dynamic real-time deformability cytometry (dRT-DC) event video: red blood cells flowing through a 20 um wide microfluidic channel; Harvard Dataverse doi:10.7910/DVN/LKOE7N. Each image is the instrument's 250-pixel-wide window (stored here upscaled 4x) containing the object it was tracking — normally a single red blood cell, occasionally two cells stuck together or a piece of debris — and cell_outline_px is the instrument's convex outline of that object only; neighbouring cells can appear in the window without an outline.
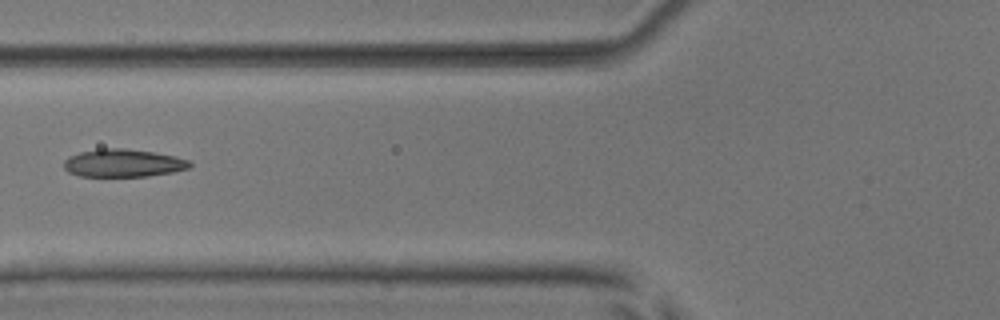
{"species": "common noctule bat (a hibernating species)", "species_latin": "Nyctalus noctula", "temperature_condition": "room temperature", "stored_images_in_passage": 5, "camera_frame_rate_fps": 3000, "um_per_image_px": 0.085, "animal": {"sex": "male", "body_mass_g": 17.9, "forearm_length_mm": 54.2}, "frame": {"image": 1, "passage_image": 5, "time_ms": 4.667, "image_size_px": [1000, 320], "cell_outline_px": [[192, 164], [188, 168], [172, 172], [148, 176], [80, 176], [68, 172], [64, 168], [64, 160], [68, 156], [80, 152], [100, 148], [124, 148], [152, 152], [176, 156], [188, 160]], "centroid_in_image_um": [10.44, 13.85], "position_along_channel_um": 115.4, "area_um2": 20.4}}